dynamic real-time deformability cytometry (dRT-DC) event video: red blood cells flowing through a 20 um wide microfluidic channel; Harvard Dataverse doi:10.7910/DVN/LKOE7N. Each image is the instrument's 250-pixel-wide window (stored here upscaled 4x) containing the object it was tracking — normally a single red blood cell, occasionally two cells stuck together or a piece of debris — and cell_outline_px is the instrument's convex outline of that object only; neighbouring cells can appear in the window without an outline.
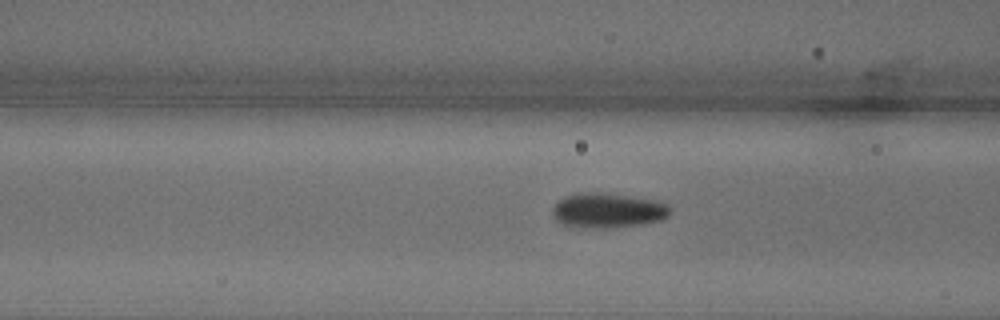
{"species": "common noctule bat (a hibernating species)", "species_latin": "Nyctalus noctula", "temperature_condition": "warm", "stored_images_in_passage": 35, "camera_frame_rate_fps": 3000, "um_per_image_px": 0.085, "animal": {"sex": "male", "body_mass_g": 18.8}, "frame": {"image": 1, "passage_image": 13, "time_ms": 4.0, "image_size_px": [1000, 320], "cell_outline_px": [[668, 216], [660, 220], [640, 224], [600, 228], [584, 228], [560, 224], [552, 216], [552, 208], [564, 196], [592, 192], [600, 192], [656, 200], [668, 204]], "centroid_in_image_um": [51.61, 17.89], "position_along_channel_um": 115.0, "area_um2": 23.58}}
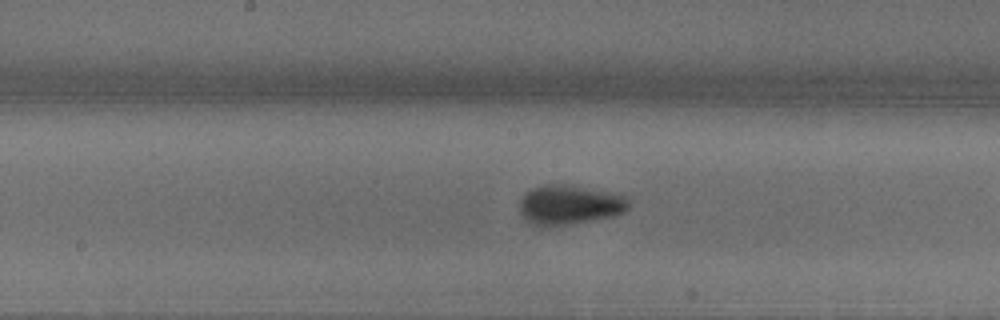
{"frame": {"image": 2, "passage_image": 20, "time_ms": 6.333, "image_size_px": [1000, 320], "cell_outline_px": [[628, 208], [624, 212], [612, 216], [548, 228], [540, 228], [532, 224], [520, 212], [520, 200], [532, 188], [544, 184], [560, 184], [588, 188], [612, 192], [628, 196]], "centroid_in_image_um": [48.4, 17.42], "position_along_channel_um": 199.8, "area_um2": 25.2}}
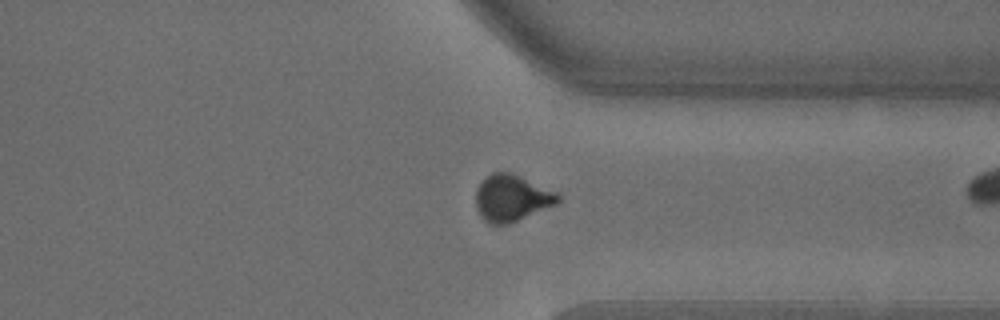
{"frame": {"image": 3, "passage_image": 34, "time_ms": 11.0, "image_size_px": [1000, 320], "cell_outline_px": [[560, 200], [556, 204], [508, 224], [488, 224], [484, 220], [476, 208], [476, 188], [492, 172], [512, 172], [556, 192], [560, 196]], "centroid_in_image_um": [43.48, 16.83], "position_along_channel_um": 367.9, "area_um2": 22.08}}